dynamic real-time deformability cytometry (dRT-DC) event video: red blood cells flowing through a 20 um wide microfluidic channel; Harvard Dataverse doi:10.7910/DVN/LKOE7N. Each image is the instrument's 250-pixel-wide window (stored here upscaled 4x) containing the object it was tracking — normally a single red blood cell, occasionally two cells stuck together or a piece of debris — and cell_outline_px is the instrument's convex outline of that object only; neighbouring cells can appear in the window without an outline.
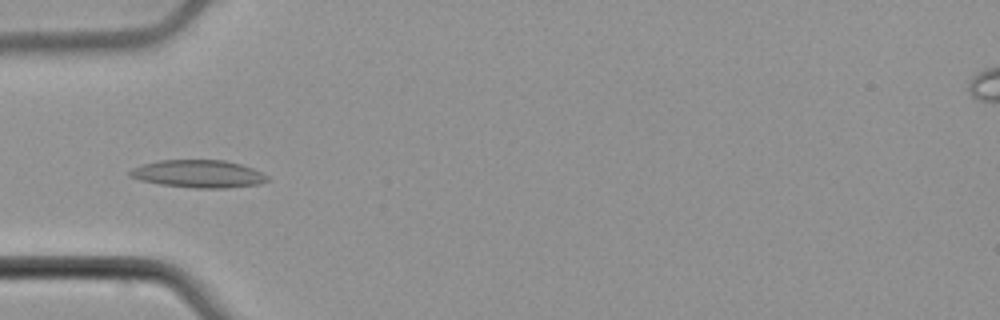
{"species": "common noctule bat (a hibernating species)", "species_latin": "Nyctalus noctula", "temperature_condition": "cold", "stored_images_in_passage": 55, "camera_frame_rate_fps": 3000, "um_per_image_px": 0.085, "animal": {"sex": "male", "body_mass_g": 21.5, "forearm_length_mm": 52.0}, "frame": {"image": 1, "passage_image": 18, "time_ms": 5.667, "image_size_px": [1000, 320], "cell_outline_px": [[268, 180], [260, 184], [228, 188], [192, 188], [160, 184], [140, 180], [128, 176], [128, 172], [132, 168], [144, 164], [160, 160], [224, 160], [240, 164], [252, 168], [268, 176]], "centroid_in_image_um": [16.85, 14.78], "position_along_channel_um": 68.1, "area_um2": 22.14}}
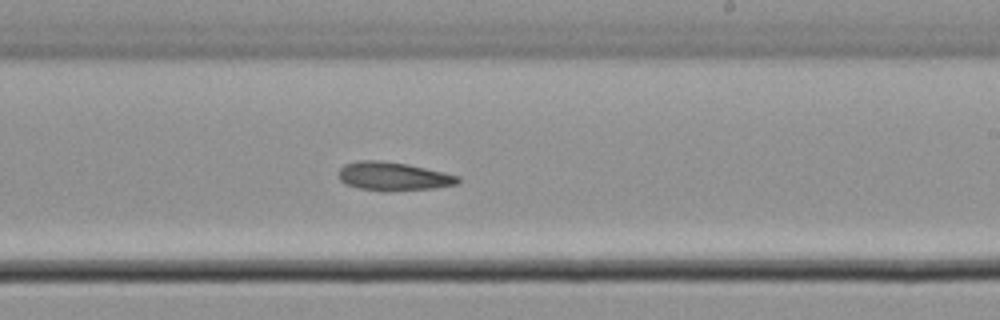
{"frame": {"image": 2, "passage_image": 33, "time_ms": 10.667, "image_size_px": [1000, 320], "cell_outline_px": [[460, 180], [456, 184], [432, 188], [384, 192], [360, 188], [344, 184], [340, 180], [340, 168], [344, 164], [360, 160], [380, 160], [408, 164], [444, 172], [460, 176]], "centroid_in_image_um": [33.42, 14.99], "position_along_channel_um": 255.6, "area_um2": 19.88}}
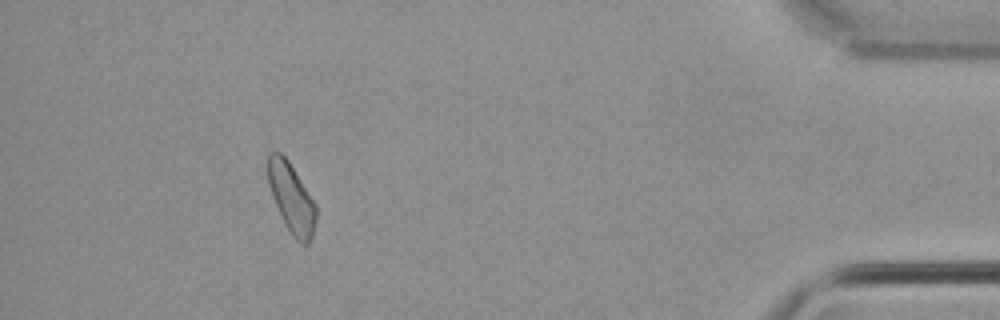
{"frame": {"image": 3, "passage_image": 50, "time_ms": 16.333, "image_size_px": [1000, 320], "cell_outline_px": [[316, 220], [312, 236], [308, 244], [300, 244], [292, 236], [284, 224], [268, 184], [268, 152], [280, 152], [288, 160], [316, 204]], "centroid_in_image_um": [24.78, 16.86], "position_along_channel_um": 410.4, "area_um2": 19.36}, "authors_computed_cell_mechanics": {"area_um2": 20.1144, "velocity_mm_per_s": 3.7874, "shape_relaxation_time_tau1_ms": null, "shape_relaxation_time_tau2_ms": 9.0221, "deformation_change_tau1": null, "deformation_change_tau2": 0.1694}}